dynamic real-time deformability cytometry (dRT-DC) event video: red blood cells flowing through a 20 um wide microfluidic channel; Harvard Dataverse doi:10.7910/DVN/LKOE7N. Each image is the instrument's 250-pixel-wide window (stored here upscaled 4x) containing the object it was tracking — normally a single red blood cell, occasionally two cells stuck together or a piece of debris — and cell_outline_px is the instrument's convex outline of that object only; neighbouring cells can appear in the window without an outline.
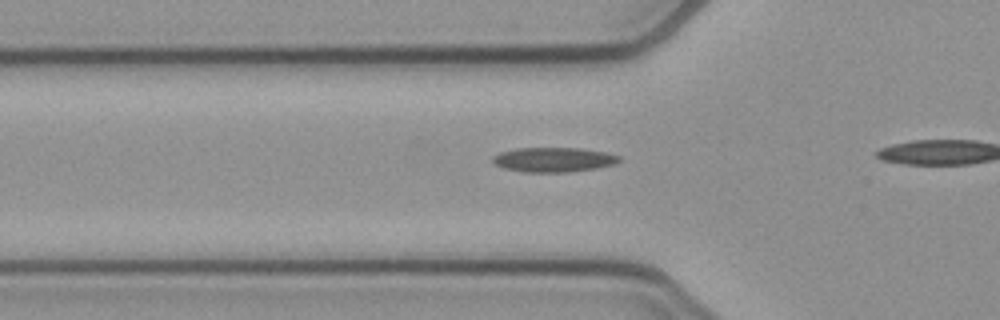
{"species": "common noctule bat (a hibernating species)", "species_latin": "Nyctalus noctula", "temperature_condition": "cold", "stored_images_in_passage": 12, "camera_frame_rate_fps": 3000, "um_per_image_px": 0.085, "animal": {"sex": "female", "body_mass_g": 21.9}, "frame": {"image": 1, "passage_image": 7, "time_ms": 2.0, "image_size_px": [1000, 320], "cell_outline_px": [[620, 160], [616, 164], [596, 168], [568, 172], [524, 172], [504, 168], [496, 164], [492, 160], [492, 156], [500, 152], [516, 148], [580, 148], [608, 152], [620, 156]], "centroid_in_image_um": [47.08, 13.56], "position_along_channel_um": 78.7, "area_um2": 18.21}}
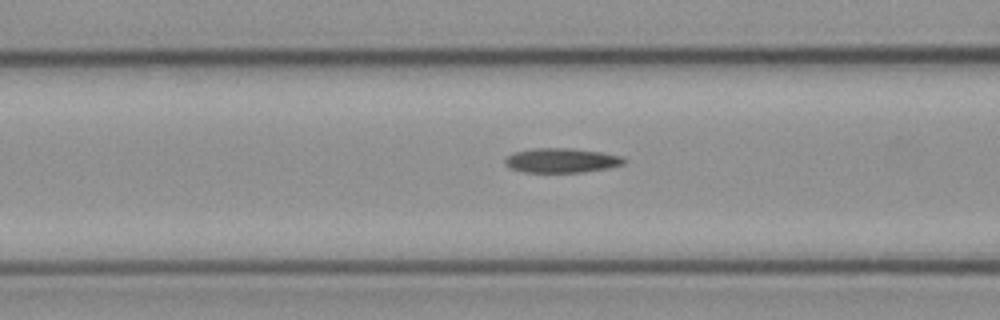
{"frame": {"image": 2, "passage_image": 10, "time_ms": 3.0, "image_size_px": [1000, 320], "cell_outline_px": [[628, 160], [624, 164], [608, 168], [584, 172], [524, 172], [508, 168], [504, 164], [504, 160], [508, 156], [516, 152], [532, 148], [572, 148], [600, 152], [620, 156]], "centroid_in_image_um": [47.72, 13.64], "position_along_channel_um": 118.9, "area_um2": 17.05}}